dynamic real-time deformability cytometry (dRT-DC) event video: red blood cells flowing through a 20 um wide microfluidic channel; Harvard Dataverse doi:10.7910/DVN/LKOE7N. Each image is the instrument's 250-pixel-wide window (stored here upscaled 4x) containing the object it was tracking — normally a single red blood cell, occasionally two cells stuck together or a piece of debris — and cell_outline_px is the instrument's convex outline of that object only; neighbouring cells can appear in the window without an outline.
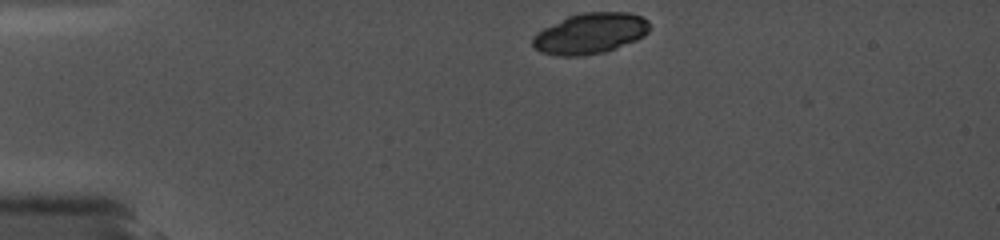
{"species": "common noctule bat (a hibernating species)", "species_latin": "Nyctalus noctula", "temperature_condition": "cold", "stored_images_in_passage": 4, "camera_frame_rate_fps": 5000, "um_per_image_px": 0.085, "animal": {"sex": "female", "body_mass_g": 19.0, "forearm_length_mm": 56.7}, "frame": {"image": 1, "passage_image": 1, "time_ms": 0.0, "image_size_px": [1000, 240], "cell_outline_px": [[652, 28], [644, 36], [636, 40], [616, 48], [604, 52], [580, 56], [556, 56], [540, 52], [532, 44], [532, 36], [536, 32], [568, 16], [584, 12], [628, 12], [640, 16], [648, 20]], "centroid_in_image_um": [50.18, 2.84], "position_along_channel_um": 34.8, "area_um2": 27.92}}